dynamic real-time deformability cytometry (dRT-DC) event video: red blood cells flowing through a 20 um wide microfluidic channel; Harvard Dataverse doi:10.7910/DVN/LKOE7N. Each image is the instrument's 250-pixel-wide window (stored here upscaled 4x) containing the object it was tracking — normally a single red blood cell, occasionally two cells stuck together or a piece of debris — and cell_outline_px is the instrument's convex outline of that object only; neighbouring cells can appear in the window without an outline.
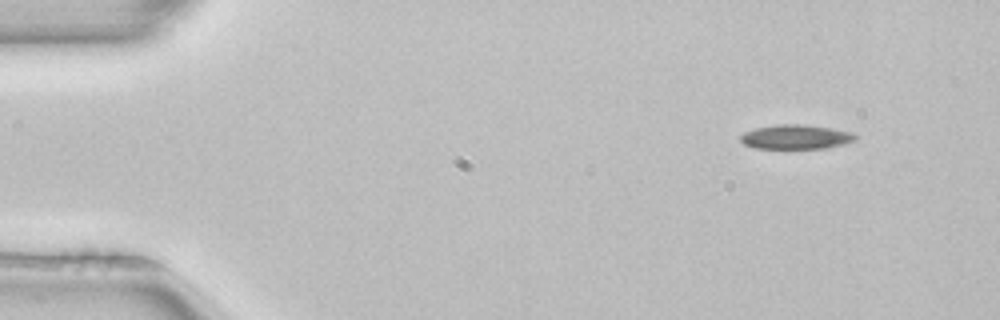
{"species": "common noctule bat (a hibernating species)", "species_latin": "Nyctalus noctula", "temperature_condition": "room temperature", "stored_images_in_passage": 3, "camera_frame_rate_fps": 3000, "um_per_image_px": 0.085, "animal": {"sex": "female", "body_mass_g": 22.7, "forearm_length_mm": 54.2}, "frame": {"image": 1, "passage_image": 1, "time_ms": 0.0, "image_size_px": [1000, 320], "cell_outline_px": [[856, 140], [844, 144], [824, 148], [756, 148], [744, 144], [740, 140], [740, 136], [744, 132], [756, 128], [776, 124], [804, 124], [852, 132], [856, 136]], "centroid_in_image_um": [67.63, 11.63], "position_along_channel_um": 17.4, "area_um2": 16.18}}
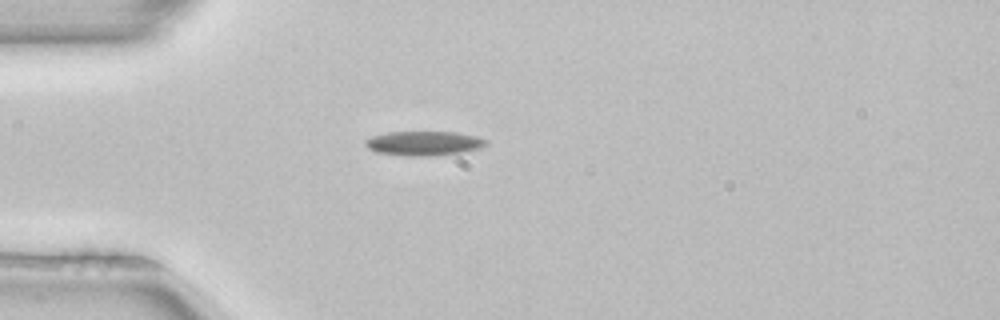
{"frame": {"image": 2, "passage_image": 3, "time_ms": 0.667, "image_size_px": [1000, 320], "cell_outline_px": [[488, 144], [480, 148], [460, 152], [436, 156], [408, 156], [376, 152], [368, 148], [364, 144], [364, 140], [372, 136], [388, 132], [456, 132], [476, 136], [488, 140]], "centroid_in_image_um": [36.02, 12.18], "position_along_channel_um": 49.0, "area_um2": 17.22}}